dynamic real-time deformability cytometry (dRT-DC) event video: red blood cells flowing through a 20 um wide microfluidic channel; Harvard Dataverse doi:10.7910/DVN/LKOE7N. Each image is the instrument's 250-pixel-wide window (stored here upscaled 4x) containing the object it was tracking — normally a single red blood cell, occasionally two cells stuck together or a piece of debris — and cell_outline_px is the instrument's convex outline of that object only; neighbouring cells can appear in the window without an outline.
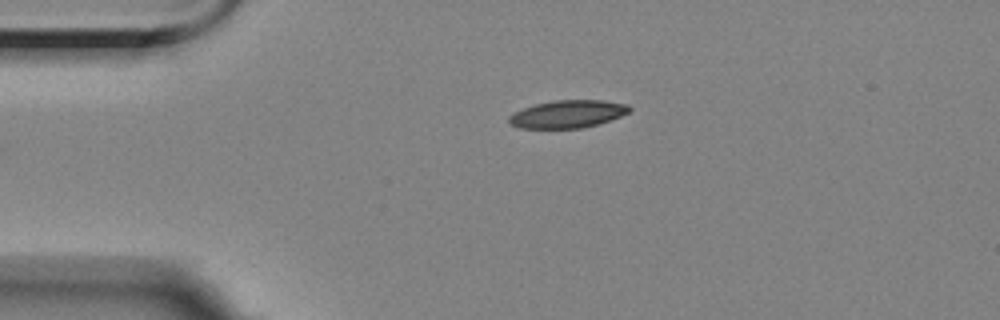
{"species": "Egyptian fruit bat (a non-hibernating species)", "species_latin": "Rousettus aegyptiacus", "temperature_condition": "room temperature", "stored_images_in_passage": 2, "camera_frame_rate_fps": 3000, "um_per_image_px": 0.085, "animal": {"sex": "female"}, "frame": {"image": 1, "passage_image": 1, "time_ms": 0.0, "image_size_px": [1000, 320], "cell_outline_px": [[632, 108], [628, 112], [620, 116], [596, 124], [580, 128], [520, 128], [512, 124], [508, 120], [508, 116], [512, 112], [536, 104], [552, 100], [604, 100], [628, 104]], "centroid_in_image_um": [48.24, 9.68], "position_along_channel_um": 36.8, "area_um2": 19.31}}